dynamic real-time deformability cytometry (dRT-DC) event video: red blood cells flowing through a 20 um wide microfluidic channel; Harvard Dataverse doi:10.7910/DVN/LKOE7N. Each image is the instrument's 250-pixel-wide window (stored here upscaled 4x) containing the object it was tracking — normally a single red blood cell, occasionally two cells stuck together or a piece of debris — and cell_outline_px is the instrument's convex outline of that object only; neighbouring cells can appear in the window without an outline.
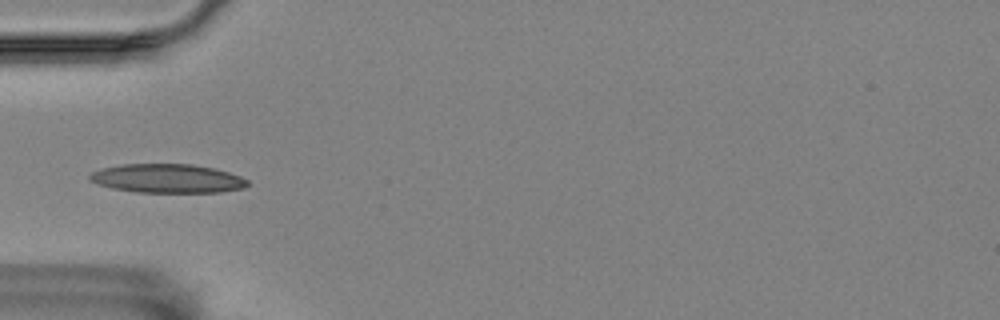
{"species": "Egyptian fruit bat (a non-hibernating species)", "species_latin": "Rousettus aegyptiacus", "temperature_condition": "room temperature", "stored_images_in_passage": 8, "camera_frame_rate_fps": 3000, "um_per_image_px": 0.085, "animal": {"sex": "female"}, "frame": {"image": 1, "passage_image": 5, "time_ms": 1.333, "image_size_px": [1000, 320], "cell_outline_px": [[248, 184], [244, 188], [220, 192], [136, 192], [112, 188], [96, 184], [88, 180], [88, 176], [92, 172], [100, 168], [120, 164], [192, 164], [212, 168], [228, 172], [240, 176], [248, 180]], "centroid_in_image_um": [14.18, 15.17], "position_along_channel_um": 70.8, "area_um2": 26.65}}
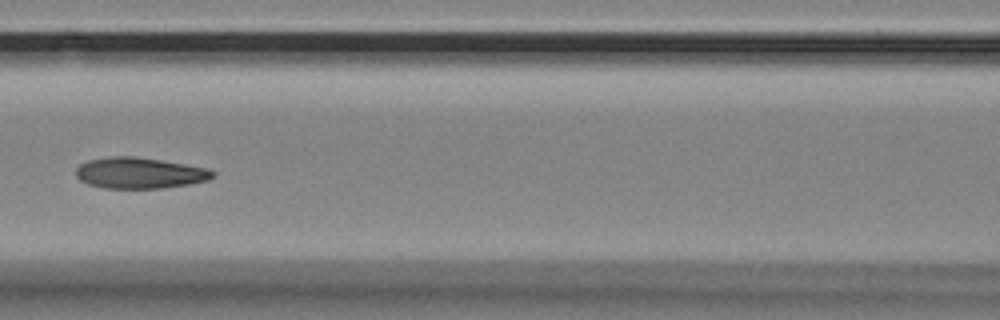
{"frame": {"image": 2, "passage_image": 7, "time_ms": 2.0, "image_size_px": [1000, 320], "cell_outline_px": [[216, 176], [208, 180], [188, 184], [164, 188], [104, 188], [88, 184], [80, 180], [76, 176], [76, 168], [80, 164], [88, 160], [112, 156], [132, 156], [160, 160], [208, 168], [216, 172]], "centroid_in_image_um": [11.87, 14.7], "position_along_channel_um": 154.7, "area_um2": 24.74}}
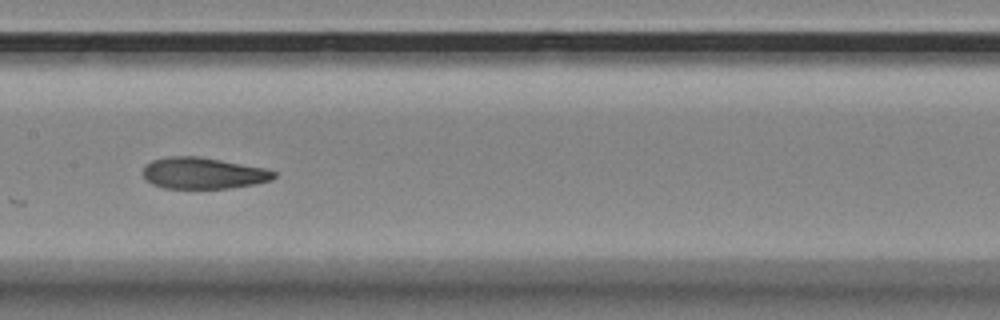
{"frame": {"image": 3, "passage_image": 8, "time_ms": 2.333, "image_size_px": [1000, 320], "cell_outline_px": [[276, 176], [272, 180], [256, 184], [228, 188], [164, 188], [152, 184], [144, 180], [144, 168], [152, 160], [168, 156], [200, 156], [264, 168], [276, 172]], "centroid_in_image_um": [17.27, 14.72], "position_along_channel_um": 190.1, "area_um2": 23.93}}